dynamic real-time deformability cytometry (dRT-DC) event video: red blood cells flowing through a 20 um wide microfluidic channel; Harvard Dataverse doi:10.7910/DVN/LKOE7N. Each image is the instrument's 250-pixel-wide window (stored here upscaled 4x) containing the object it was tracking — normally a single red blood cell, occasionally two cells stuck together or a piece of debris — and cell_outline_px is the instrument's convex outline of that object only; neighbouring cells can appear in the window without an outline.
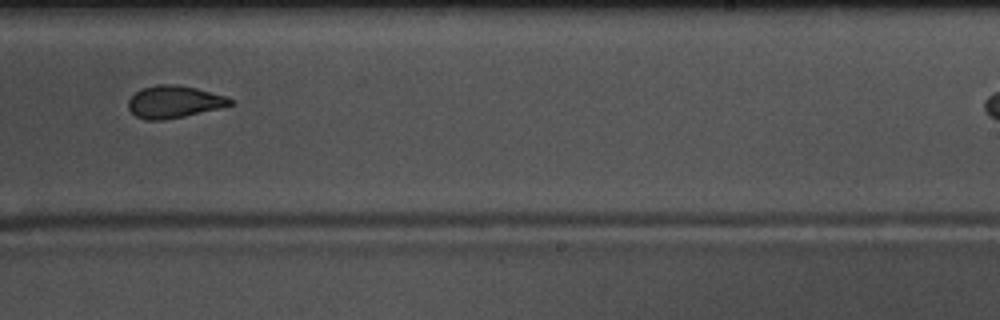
{"species": "common noctule bat (a hibernating species)", "species_latin": "Nyctalus noctula", "temperature_condition": "warm", "stored_images_in_passage": 39, "camera_frame_rate_fps": 3000, "um_per_image_px": 0.085, "animal": {"sex": "male", "body_mass_g": 17.5, "forearm_length_mm": 52.3}, "frame": {"image": 1, "passage_image": 28, "time_ms": 9.0, "image_size_px": [1000, 320], "cell_outline_px": [[236, 100], [232, 104], [220, 108], [184, 116], [164, 120], [144, 120], [136, 116], [128, 108], [128, 100], [136, 92], [144, 88], [156, 84], [172, 84], [196, 88], [224, 96]], "centroid_in_image_um": [14.79, 8.66], "position_along_channel_um": 274.2, "area_um2": 19.02}}